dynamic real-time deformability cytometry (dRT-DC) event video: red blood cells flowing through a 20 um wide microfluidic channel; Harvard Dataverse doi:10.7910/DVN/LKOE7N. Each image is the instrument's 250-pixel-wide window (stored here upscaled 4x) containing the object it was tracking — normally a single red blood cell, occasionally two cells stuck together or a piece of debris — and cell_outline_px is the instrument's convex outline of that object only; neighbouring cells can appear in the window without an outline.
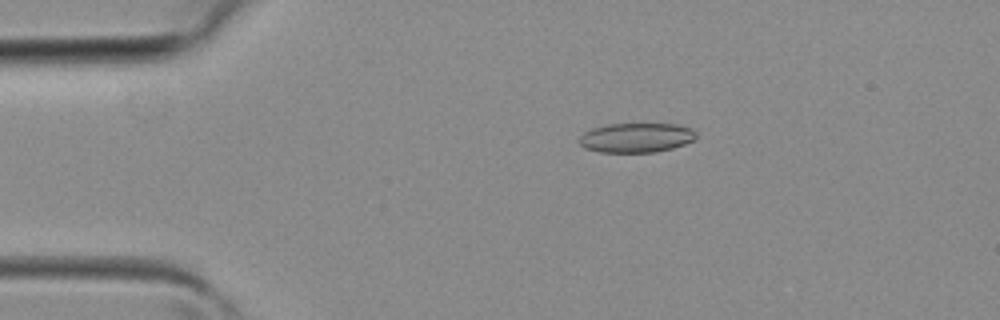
{"species": "common noctule bat (a hibernating species)", "species_latin": "Nyctalus noctula", "temperature_condition": "room temperature", "stored_images_in_passage": 32, "camera_frame_rate_fps": 3000, "um_per_image_px": 0.085, "animal": {"sex": "female", "body_mass_g": 19.3, "forearm_length_mm": 54.1}, "frame": {"image": 1, "passage_image": 1, "time_ms": 0.0, "image_size_px": [1000, 320], "cell_outline_px": [[696, 136], [692, 140], [684, 144], [672, 148], [656, 152], [600, 152], [584, 148], [576, 140], [584, 132], [592, 128], [608, 124], [676, 124], [692, 128], [696, 132]], "centroid_in_image_um": [54.05, 11.7], "position_along_channel_um": 31.0, "area_um2": 20.17}}
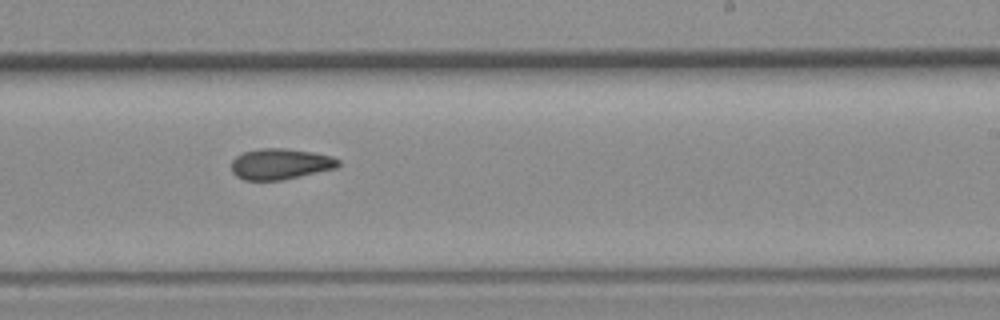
{"frame": {"image": 2, "passage_image": 17, "time_ms": 5.333, "image_size_px": [1000, 320], "cell_outline_px": [[340, 164], [336, 168], [280, 180], [244, 180], [236, 176], [232, 172], [232, 160], [236, 156], [244, 152], [260, 148], [284, 148], [312, 152], [332, 156], [340, 160]], "centroid_in_image_um": [23.82, 13.93], "position_along_channel_um": 265.2, "area_um2": 19.13}}
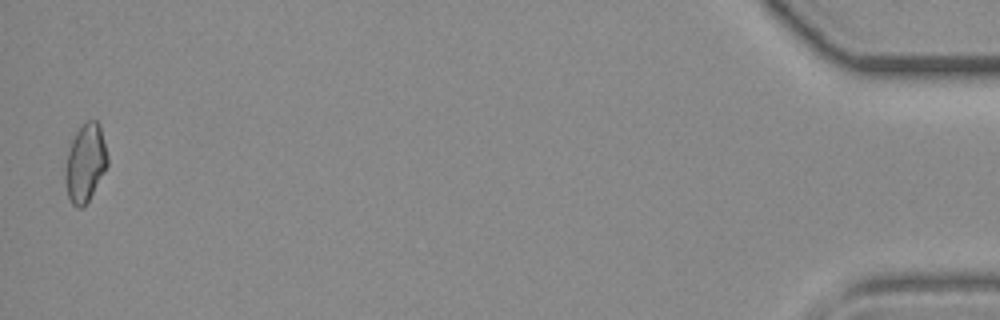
{"frame": {"image": 3, "passage_image": 32, "time_ms": 10.333, "image_size_px": [1000, 320], "cell_outline_px": [[108, 164], [88, 200], [80, 208], [76, 208], [72, 204], [68, 196], [64, 176], [64, 172], [68, 152], [72, 140], [76, 132], [88, 120], [96, 120], [100, 124], [108, 156]], "centroid_in_image_um": [7.25, 13.84], "position_along_channel_um": 428.0, "area_um2": 18.9}}